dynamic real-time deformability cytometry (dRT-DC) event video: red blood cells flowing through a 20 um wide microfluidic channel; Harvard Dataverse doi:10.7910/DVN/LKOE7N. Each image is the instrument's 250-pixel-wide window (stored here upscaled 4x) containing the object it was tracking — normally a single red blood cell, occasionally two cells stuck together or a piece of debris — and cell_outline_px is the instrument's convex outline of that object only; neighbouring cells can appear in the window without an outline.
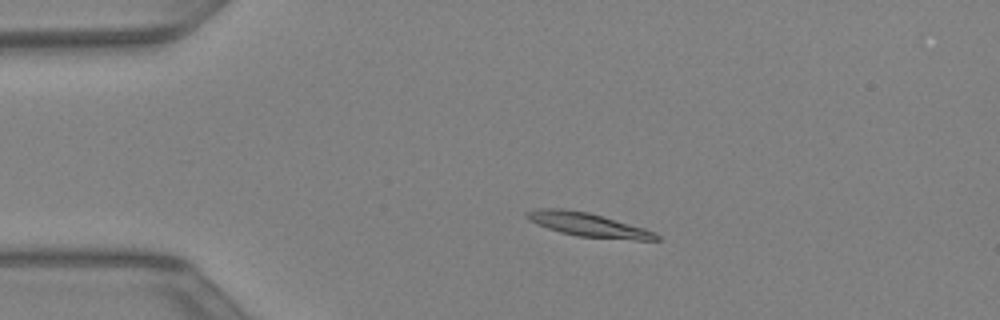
{"species": "Egyptian fruit bat (a non-hibernating species)", "species_latin": "Rousettus aegyptiacus", "temperature_condition": "warm", "stored_images_in_passage": 43, "camera_frame_rate_fps": 3000, "um_per_image_px": 0.085, "animal": {"sex": "female"}, "frame": {"image": 1, "passage_image": 9, "time_ms": 2.667, "image_size_px": [1000, 320], "cell_outline_px": [[660, 240], [636, 240], [576, 236], [560, 232], [548, 228], [528, 220], [524, 216], [524, 212], [540, 208], [560, 208], [588, 212], [644, 228], [656, 232], [660, 236]], "centroid_in_image_um": [49.98, 19.1], "position_along_channel_um": 35.0, "area_um2": 17.92}}
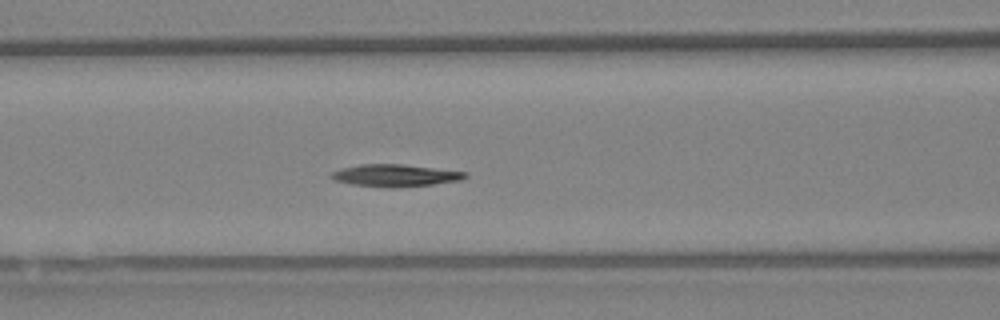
{"frame": {"image": 2, "passage_image": 18, "time_ms": 5.667, "image_size_px": [1000, 320], "cell_outline_px": [[468, 176], [464, 180], [432, 184], [352, 184], [332, 180], [328, 176], [332, 172], [340, 168], [360, 164], [400, 164], [468, 172]], "centroid_in_image_um": [33.59, 14.85], "position_along_channel_um": 133.0, "area_um2": 16.24}}
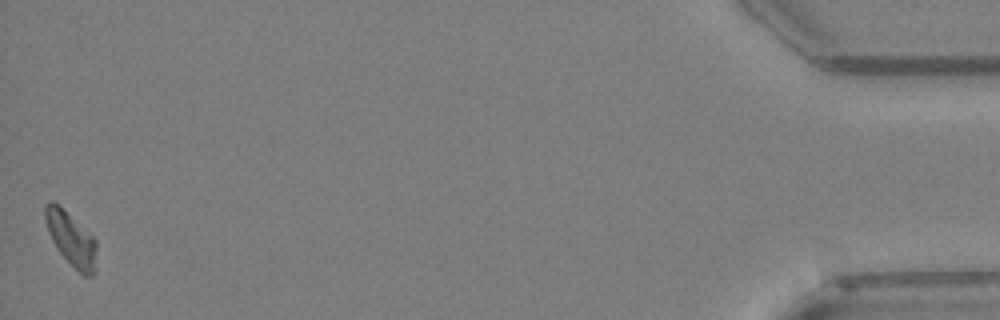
{"frame": {"image": 3, "passage_image": 43, "time_ms": 14.0, "image_size_px": [1000, 320], "cell_outline_px": [[96, 272], [92, 276], [84, 276], [56, 248], [48, 232], [44, 216], [44, 204], [48, 200], [52, 200], [92, 236], [96, 240]], "centroid_in_image_um": [6.04, 20.32], "position_along_channel_um": 429.2, "area_um2": 15.72}}